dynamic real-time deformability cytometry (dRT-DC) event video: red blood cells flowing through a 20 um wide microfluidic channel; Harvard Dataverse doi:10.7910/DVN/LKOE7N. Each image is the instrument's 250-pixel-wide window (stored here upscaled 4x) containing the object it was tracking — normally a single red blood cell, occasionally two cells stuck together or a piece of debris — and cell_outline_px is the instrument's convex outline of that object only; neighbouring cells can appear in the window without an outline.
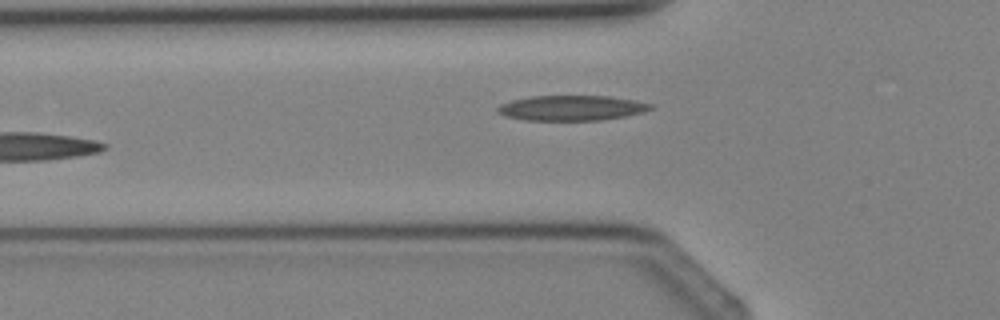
{"species": "Egyptian fruit bat (a non-hibernating species)", "species_latin": "Rousettus aegyptiacus", "temperature_condition": "cold", "stored_images_in_passage": 4, "camera_frame_rate_fps": 3000, "um_per_image_px": 0.085, "animal": {"sex": "female"}, "frame": {"image": 1, "passage_image": 4, "time_ms": 4.333, "image_size_px": [1000, 320], "cell_outline_px": [[652, 108], [640, 112], [624, 116], [600, 120], [524, 120], [508, 116], [496, 112], [496, 108], [500, 104], [512, 100], [532, 96], [608, 96], [632, 100], [652, 104]], "centroid_in_image_um": [48.52, 9.17], "position_along_channel_um": 77.3, "area_um2": 22.08}}